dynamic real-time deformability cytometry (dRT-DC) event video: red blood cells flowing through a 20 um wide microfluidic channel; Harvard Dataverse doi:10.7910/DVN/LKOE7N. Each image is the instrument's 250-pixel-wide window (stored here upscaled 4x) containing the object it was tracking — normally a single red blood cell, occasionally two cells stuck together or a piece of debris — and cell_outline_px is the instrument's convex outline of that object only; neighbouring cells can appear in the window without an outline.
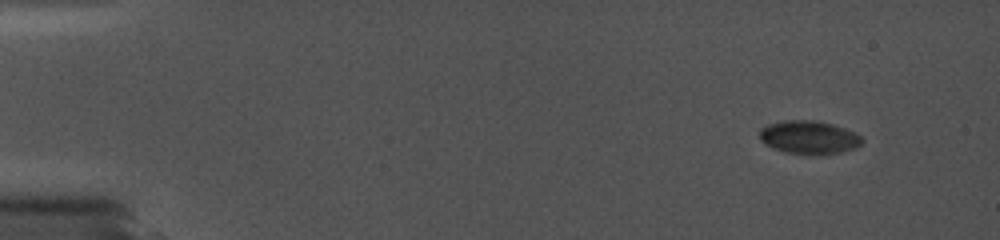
{"species": "common noctule bat (a hibernating species)", "species_latin": "Nyctalus noctula", "temperature_condition": "cold", "stored_images_in_passage": 71, "camera_frame_rate_fps": 5000, "um_per_image_px": 0.085, "animal": {"sex": "female", "body_mass_g": 19.0, "forearm_length_mm": 56.7}, "frame": {"image": 1, "passage_image": 1, "time_ms": 0.0, "image_size_px": [1000, 240], "cell_outline_px": [[864, 140], [856, 148], [840, 152], [784, 152], [772, 148], [764, 144], [760, 140], [760, 128], [768, 124], [784, 120], [812, 120], [832, 124], [856, 132]], "centroid_in_image_um": [68.73, 11.63], "position_along_channel_um": 16.3, "area_um2": 19.36}}
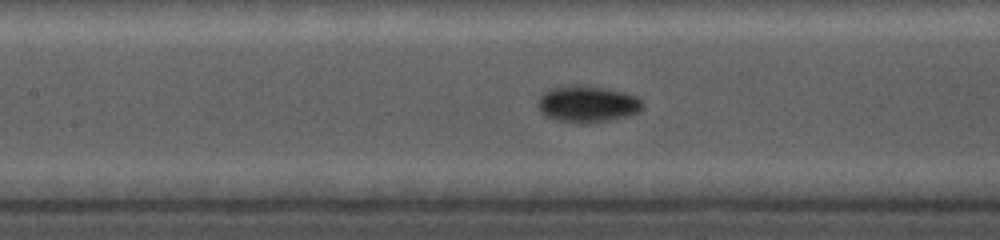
{"frame": {"image": 2, "passage_image": 43, "time_ms": 7.2, "image_size_px": [1000, 240], "cell_outline_px": [[644, 104], [640, 112], [628, 116], [588, 124], [556, 120], [544, 116], [540, 112], [536, 104], [540, 96], [544, 92], [552, 88], [572, 84], [580, 84], [604, 88], [624, 92], [636, 96], [644, 100]], "centroid_in_image_um": [49.93, 8.84], "position_along_channel_um": 157.5, "area_um2": 22.72}}
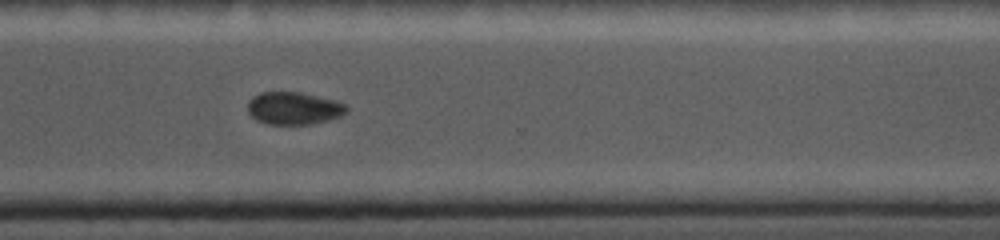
{"frame": {"image": 3, "passage_image": 70, "time_ms": 12.2, "image_size_px": [1000, 240], "cell_outline_px": [[348, 112], [340, 116], [328, 120], [312, 124], [268, 124], [256, 120], [248, 112], [248, 100], [252, 96], [260, 92], [300, 92], [336, 100], [344, 104], [348, 108]], "centroid_in_image_um": [24.96, 9.2], "position_along_channel_um": 345.6, "area_um2": 18.84}}